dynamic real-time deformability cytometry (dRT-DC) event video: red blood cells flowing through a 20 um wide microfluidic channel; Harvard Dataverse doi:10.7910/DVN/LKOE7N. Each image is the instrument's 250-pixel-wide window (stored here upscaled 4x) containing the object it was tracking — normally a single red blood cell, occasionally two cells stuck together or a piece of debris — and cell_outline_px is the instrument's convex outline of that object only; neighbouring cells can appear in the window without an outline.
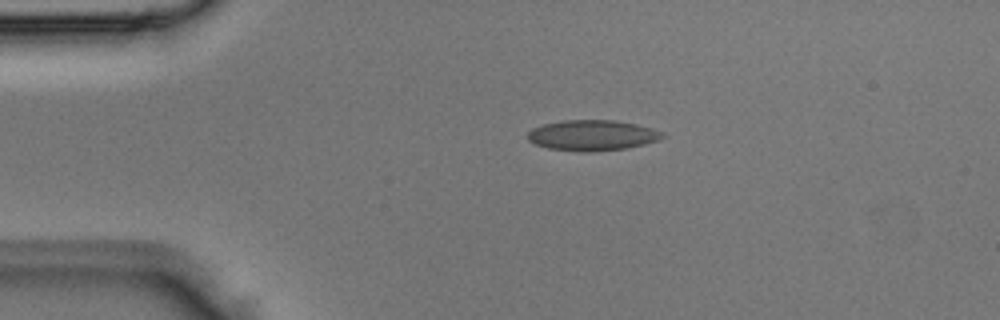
{"species": "Egyptian fruit bat (a non-hibernating species)", "species_latin": "Rousettus aegyptiacus", "temperature_condition": "room temperature", "stored_images_in_passage": 2, "camera_frame_rate_fps": 3000, "um_per_image_px": 0.085, "animal": {"sex": "male"}, "frame": {"image": 1, "passage_image": 1, "time_ms": 0.0, "image_size_px": [1000, 320], "cell_outline_px": [[668, 136], [660, 140], [628, 148], [596, 152], [584, 152], [548, 148], [536, 144], [528, 140], [528, 132], [532, 128], [544, 124], [564, 120], [616, 120], [636, 124], [652, 128], [664, 132]], "centroid_in_image_um": [50.4, 11.5], "position_along_channel_um": 34.6, "area_um2": 24.28}}